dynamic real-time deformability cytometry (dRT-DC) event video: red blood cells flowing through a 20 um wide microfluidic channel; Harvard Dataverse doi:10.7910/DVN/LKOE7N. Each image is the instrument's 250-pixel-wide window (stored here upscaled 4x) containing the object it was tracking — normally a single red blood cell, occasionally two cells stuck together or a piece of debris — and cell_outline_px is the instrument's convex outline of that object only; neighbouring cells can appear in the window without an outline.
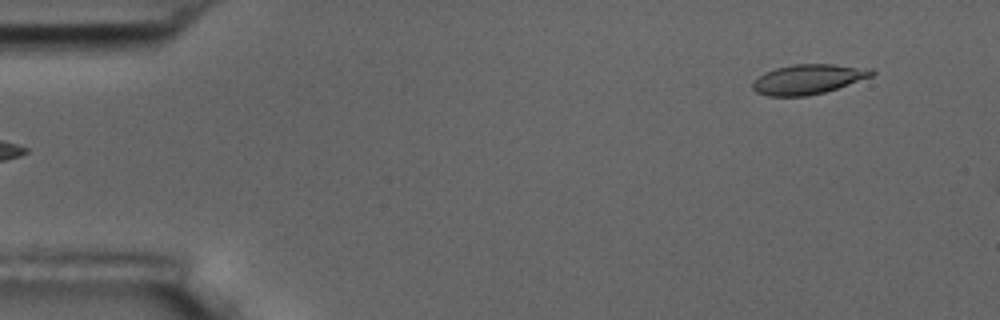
{"species": "common noctule bat (a hibernating species)", "species_latin": "Nyctalus noctula", "temperature_condition": "room temperature", "stored_images_in_passage": 6, "segment_of_instrument_passage": [2, 2], "camera_frame_rate_fps": 3000, "um_per_image_px": 0.085, "animal": {"sex": "male", "body_mass_g": 17.5, "forearm_length_mm": 52.3}, "frame": {"image": 1, "passage_image": 6, "time_ms": 6.0, "image_size_px": [1000, 320], "cell_outline_px": [[876, 72], [872, 76], [824, 92], [808, 96], [768, 96], [756, 92], [752, 88], [752, 84], [764, 72], [776, 68], [792, 64], [832, 64], [872, 68]], "centroid_in_image_um": [68.7, 6.73], "position_along_channel_um": 16.3, "area_um2": 20.58}}